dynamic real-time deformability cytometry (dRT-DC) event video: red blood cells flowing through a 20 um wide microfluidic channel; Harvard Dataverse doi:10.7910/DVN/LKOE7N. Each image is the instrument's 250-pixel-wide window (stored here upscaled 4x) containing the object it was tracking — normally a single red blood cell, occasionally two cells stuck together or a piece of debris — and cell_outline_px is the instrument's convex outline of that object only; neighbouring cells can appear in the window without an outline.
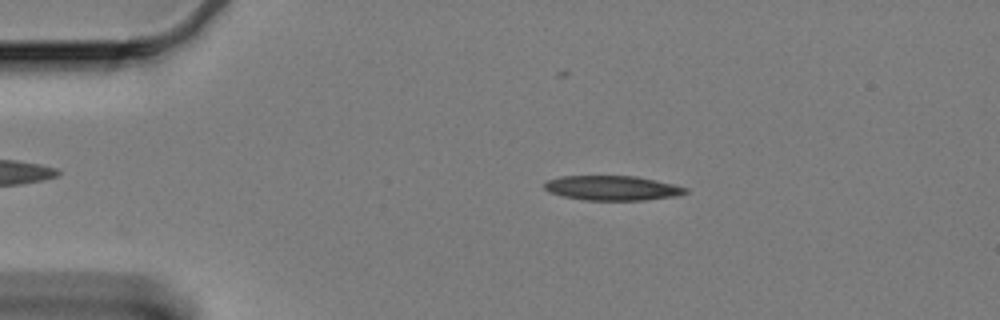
{"species": "Egyptian fruit bat (a non-hibernating species)", "species_latin": "Rousettus aegyptiacus", "temperature_condition": "cold", "stored_images_in_passage": 47, "camera_frame_rate_fps": 3000, "um_per_image_px": 0.085, "animal": {"sex": "female"}, "frame": {"image": 1, "passage_image": 12, "time_ms": 3.667, "image_size_px": [1000, 320], "cell_outline_px": [[688, 192], [676, 196], [644, 200], [584, 200], [564, 196], [548, 192], [544, 188], [544, 184], [548, 180], [560, 176], [636, 176], [656, 180], [688, 188]], "centroid_in_image_um": [52.04, 15.98], "position_along_channel_um": 33.0, "area_um2": 20.23}}
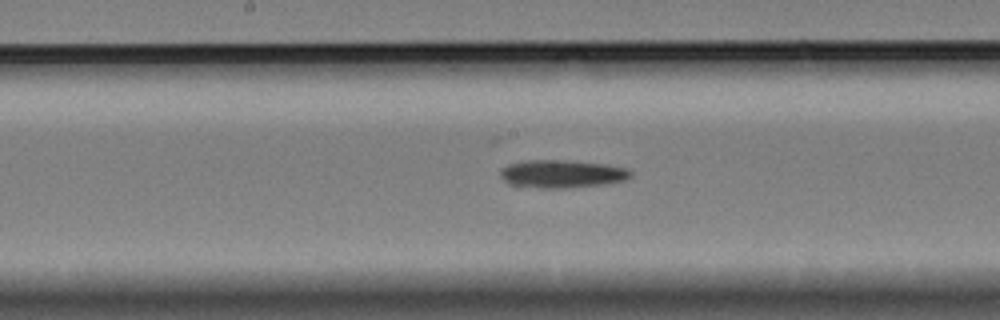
{"frame": {"image": 2, "passage_image": 31, "time_ms": 10.0, "image_size_px": [1000, 320], "cell_outline_px": [[632, 176], [624, 180], [608, 184], [560, 188], [516, 188], [508, 184], [500, 176], [500, 168], [508, 164], [528, 160], [560, 160], [604, 164], [628, 168], [632, 172]], "centroid_in_image_um": [47.7, 14.8], "position_along_channel_um": 200.5, "area_um2": 21.56}}
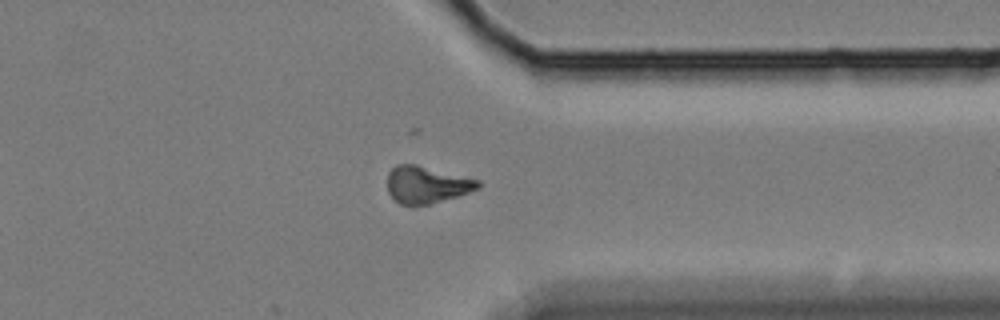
{"frame": {"image": 3, "passage_image": 47, "time_ms": 15.333, "image_size_px": [1000, 320], "cell_outline_px": [[480, 188], [456, 196], [428, 204], [400, 204], [388, 192], [388, 172], [396, 164], [416, 164], [480, 180]], "centroid_in_image_um": [36.26, 15.67], "position_along_channel_um": 375.1, "area_um2": 19.25}, "authors_computed_cell_mechanics": {"area_um2": 20.6924, "velocity_mm_per_s": 3.3367, "shape_relaxation_time_tau1_ms": 7.1308, "shape_relaxation_time_tau2_ms": null, "deformation_change_tau1": 0.1433, "deformation_change_tau2": null}}